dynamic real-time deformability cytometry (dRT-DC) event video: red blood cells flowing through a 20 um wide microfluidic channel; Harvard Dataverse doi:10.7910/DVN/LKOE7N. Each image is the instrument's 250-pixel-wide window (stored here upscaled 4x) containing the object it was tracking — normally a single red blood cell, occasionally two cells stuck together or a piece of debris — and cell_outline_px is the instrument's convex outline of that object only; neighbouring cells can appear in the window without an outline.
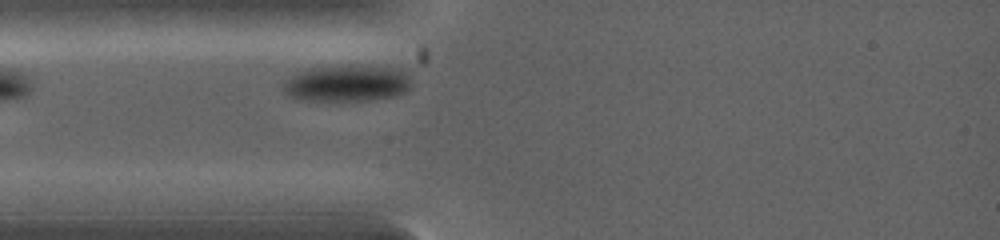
{"species": "common noctule bat (a hibernating species)", "species_latin": "Nyctalus noctula", "temperature_condition": "warm", "stored_images_in_passage": 2, "camera_frame_rate_fps": 5000, "um_per_image_px": 0.085, "animal": {"sex": "female", "body_mass_g": 19.0, "forearm_length_mm": 53.3}, "frame": {"image": 1, "passage_image": 2, "time_ms": 1.0, "image_size_px": [1000, 240], "cell_outline_px": [[408, 88], [404, 92], [392, 96], [368, 100], [340, 104], [300, 100], [292, 96], [284, 88], [288, 80], [296, 72], [308, 68], [352, 64], [356, 64], [408, 68]], "centroid_in_image_um": [29.54, 7.08], "position_along_channel_um": 55.5, "area_um2": 28.32}}